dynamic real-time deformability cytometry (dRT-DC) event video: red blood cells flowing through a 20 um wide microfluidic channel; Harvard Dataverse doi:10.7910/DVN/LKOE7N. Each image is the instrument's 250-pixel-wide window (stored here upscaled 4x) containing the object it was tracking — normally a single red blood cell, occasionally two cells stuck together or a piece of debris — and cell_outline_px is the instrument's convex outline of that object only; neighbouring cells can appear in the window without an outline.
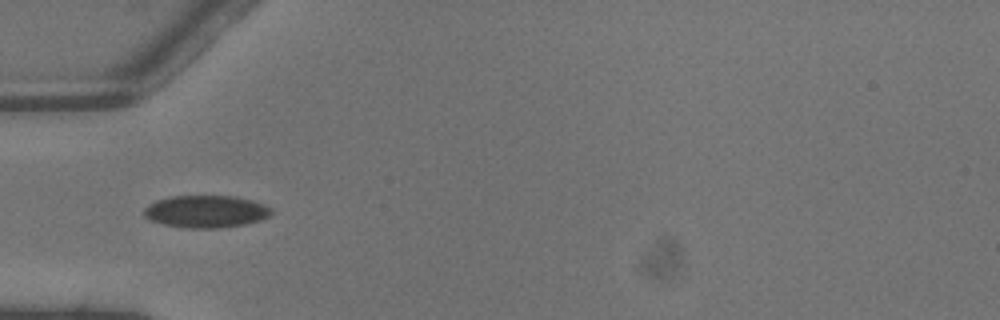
{"species": "common noctule bat (a hibernating species)", "species_latin": "Nyctalus noctula", "temperature_condition": "warm", "stored_images_in_passage": 3, "camera_frame_rate_fps": 3000, "um_per_image_px": 0.085, "animal": {"sex": "male", "body_mass_g": 13.3}, "frame": {"image": 1, "passage_image": 2, "time_ms": 0.333, "image_size_px": [1000, 320], "cell_outline_px": [[272, 212], [268, 216], [260, 220], [248, 224], [220, 228], [188, 228], [164, 224], [148, 220], [144, 216], [144, 208], [148, 204], [156, 200], [172, 196], [236, 196], [264, 204], [272, 208]], "centroid_in_image_um": [17.5, 17.98], "position_along_channel_um": 67.5, "area_um2": 24.1}}
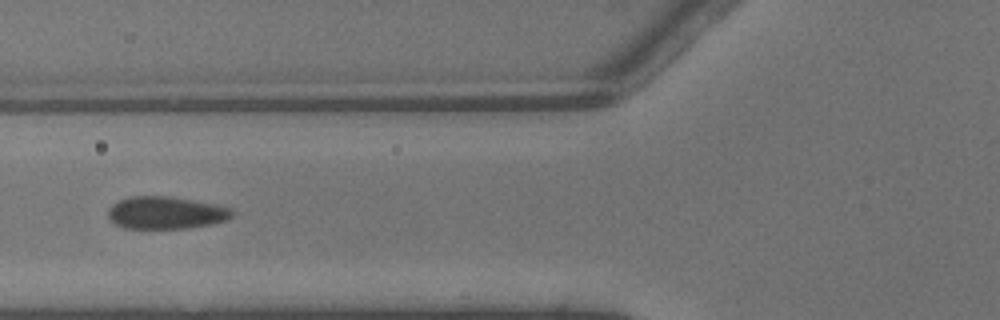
{"frame": {"image": 2, "passage_image": 3, "time_ms": 0.667, "image_size_px": [1000, 320], "cell_outline_px": [[236, 212], [228, 220], [212, 224], [188, 228], [124, 228], [116, 224], [108, 216], [108, 208], [112, 204], [120, 200], [132, 196], [172, 196], [232, 208]], "centroid_in_image_um": [14.13, 18.08], "position_along_channel_um": 111.7, "area_um2": 23.47}}